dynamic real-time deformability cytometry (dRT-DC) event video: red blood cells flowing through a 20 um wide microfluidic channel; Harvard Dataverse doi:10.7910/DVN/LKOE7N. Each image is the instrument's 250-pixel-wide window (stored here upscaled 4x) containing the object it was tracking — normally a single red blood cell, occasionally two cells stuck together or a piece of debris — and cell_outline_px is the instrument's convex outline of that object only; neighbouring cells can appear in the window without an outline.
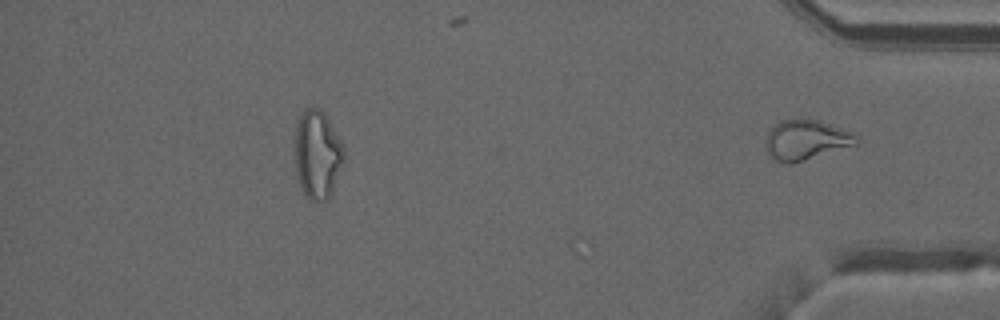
{"species": "common noctule bat (a hibernating species)", "species_latin": "Nyctalus noctula", "temperature_condition": "warm", "stored_images_in_passage": 45, "segment_of_instrument_passage": [2, 2], "camera_frame_rate_fps": 3000, "um_per_image_px": 0.085, "animal": {"sex": "male", "forearm_length_mm": 52.5}, "frame": {"image": 1, "passage_image": 45, "time_ms": 14.667, "image_size_px": [1000, 320], "cell_outline_px": [[860, 144], [792, 164], [788, 164], [776, 160], [768, 152], [768, 132], [780, 120], [792, 116], [820, 120], [852, 132], [860, 136]], "centroid_in_image_um": [68.6, 11.86], "position_along_channel_um": 366.6, "area_um2": 21.56}}